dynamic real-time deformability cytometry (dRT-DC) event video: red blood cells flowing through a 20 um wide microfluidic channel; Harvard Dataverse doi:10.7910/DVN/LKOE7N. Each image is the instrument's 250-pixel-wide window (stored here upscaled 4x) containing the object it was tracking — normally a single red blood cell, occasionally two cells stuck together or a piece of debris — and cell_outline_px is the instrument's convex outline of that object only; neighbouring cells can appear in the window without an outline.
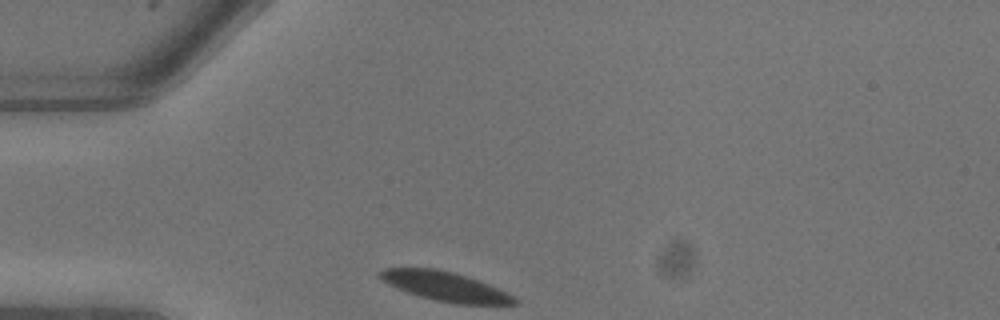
{"species": "common noctule bat (a hibernating species)", "species_latin": "Nyctalus noctula", "temperature_condition": "warm", "stored_images_in_passage": 9, "camera_frame_rate_fps": 3000, "um_per_image_px": 0.085, "animal": {"sex": "male", "body_mass_g": 13.3}, "frame": {"image": 1, "passage_image": 1, "time_ms": 0.0, "image_size_px": [1000, 320], "cell_outline_px": [[520, 304], [456, 304], [436, 300], [420, 296], [396, 288], [388, 284], [376, 276], [384, 268], [432, 268], [452, 272], [488, 284], [520, 300]], "centroid_in_image_um": [37.81, 24.35], "position_along_channel_um": 47.2, "area_um2": 22.6}}
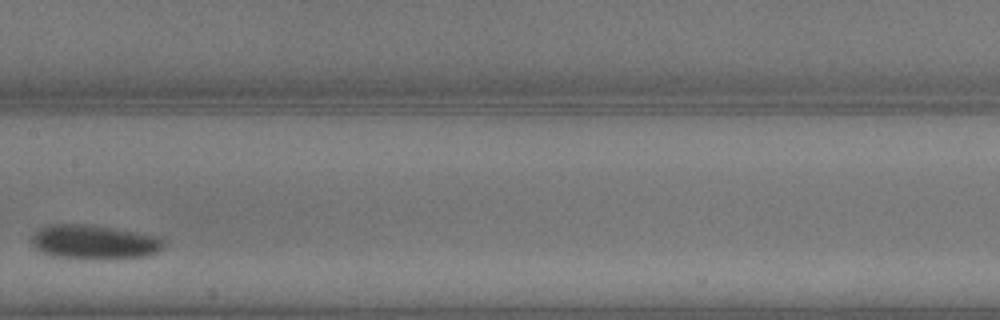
{"frame": {"image": 2, "passage_image": 7, "time_ms": 2.0, "image_size_px": [1000, 320], "cell_outline_px": [[168, 244], [164, 248], [148, 256], [52, 256], [36, 248], [32, 244], [32, 236], [40, 228], [52, 224], [84, 224], [116, 228], [164, 236], [168, 240]], "centroid_in_image_um": [8.13, 20.51], "position_along_channel_um": 199.3, "area_um2": 25.66}}
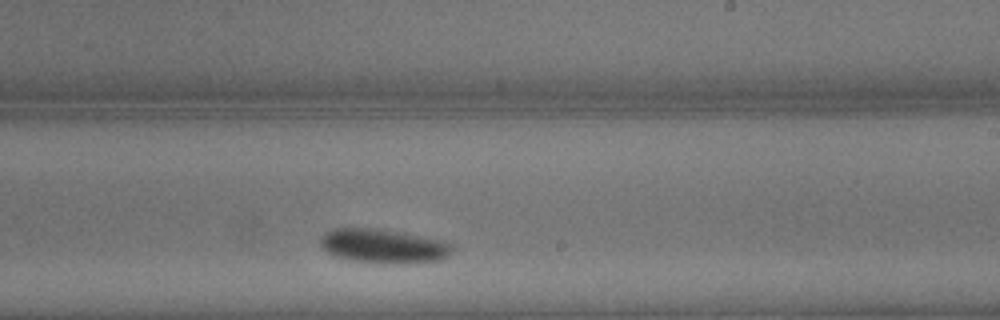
{"frame": {"image": 3, "passage_image": 9, "time_ms": 2.667, "image_size_px": [1000, 320], "cell_outline_px": [[452, 248], [448, 256], [440, 260], [408, 264], [376, 264], [352, 260], [332, 256], [320, 244], [320, 240], [328, 232], [336, 228], [376, 228], [404, 232], [444, 240], [452, 244]], "centroid_in_image_um": [32.64, 20.93], "position_along_channel_um": 256.4, "area_um2": 26.65}}